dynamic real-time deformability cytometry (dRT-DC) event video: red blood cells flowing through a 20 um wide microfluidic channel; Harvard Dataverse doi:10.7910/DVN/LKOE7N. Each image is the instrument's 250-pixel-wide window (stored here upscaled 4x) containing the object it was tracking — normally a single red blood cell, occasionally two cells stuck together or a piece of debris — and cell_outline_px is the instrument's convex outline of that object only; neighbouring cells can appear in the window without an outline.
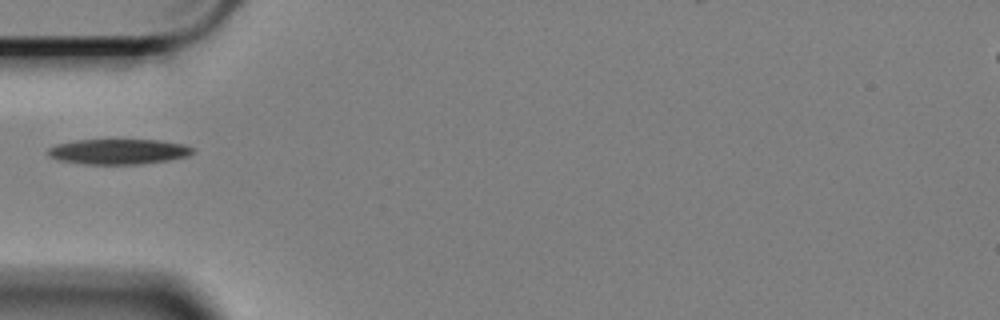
{"species": "Egyptian fruit bat (a non-hibernating species)", "species_latin": "Rousettus aegyptiacus", "temperature_condition": "cold", "stored_images_in_passage": 38, "camera_frame_rate_fps": 3000, "um_per_image_px": 0.085, "animal": {"sex": "female"}, "frame": {"image": 1, "passage_image": 1, "time_ms": 0.0, "image_size_px": [1000, 320], "cell_outline_px": [[196, 152], [188, 156], [168, 160], [136, 164], [84, 164], [60, 160], [48, 156], [48, 148], [56, 144], [76, 140], [160, 140], [184, 144], [196, 148]], "centroid_in_image_um": [10.11, 12.88], "position_along_channel_um": 74.9, "area_um2": 21.39}}
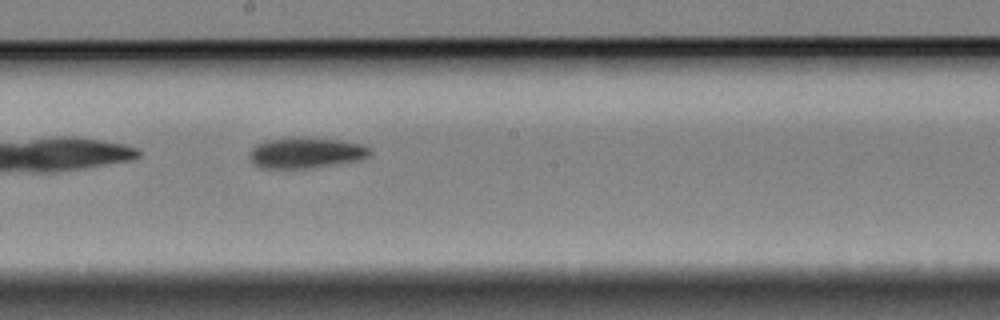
{"frame": {"image": 2, "passage_image": 14, "time_ms": 4.333, "image_size_px": [1000, 320], "cell_outline_px": [[372, 152], [368, 156], [360, 160], [312, 168], [260, 168], [248, 156], [252, 148], [256, 144], [264, 140], [340, 140], [360, 144], [368, 148]], "centroid_in_image_um": [26.0, 13.04], "position_along_channel_um": 222.2, "area_um2": 20.63}}
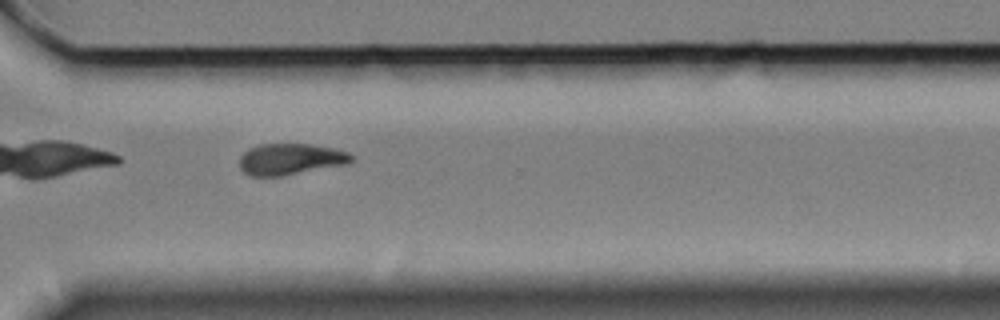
{"frame": {"image": 3, "passage_image": 25, "time_ms": 8.0, "image_size_px": [1000, 320], "cell_outline_px": [[352, 160], [348, 164], [284, 176], [248, 176], [240, 168], [240, 156], [248, 148], [260, 144], [312, 144], [332, 148], [348, 152], [352, 156]], "centroid_in_image_um": [24.67, 13.54], "position_along_channel_um": 345.9, "area_um2": 20.58}}